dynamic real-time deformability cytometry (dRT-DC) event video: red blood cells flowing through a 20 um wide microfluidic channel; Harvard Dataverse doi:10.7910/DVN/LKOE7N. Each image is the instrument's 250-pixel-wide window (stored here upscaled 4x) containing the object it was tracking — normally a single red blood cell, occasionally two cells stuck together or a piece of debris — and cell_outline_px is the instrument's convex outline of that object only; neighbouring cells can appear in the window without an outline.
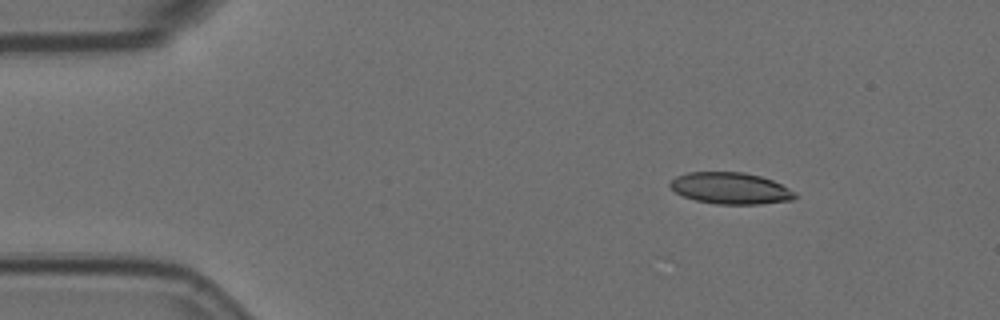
{"species": "Egyptian fruit bat (a non-hibernating species)", "species_latin": "Rousettus aegyptiacus", "temperature_condition": "room temperature", "stored_images_in_passage": 3, "camera_frame_rate_fps": 3000, "um_per_image_px": 0.085, "animal": {"sex": "female"}, "frame": {"image": 1, "passage_image": 1, "time_ms": 0.0, "image_size_px": [1000, 320], "cell_outline_px": [[800, 196], [792, 200], [760, 204], [716, 204], [696, 200], [684, 196], [676, 192], [668, 184], [676, 176], [688, 172], [744, 172], [760, 176], [772, 180], [796, 192]], "centroid_in_image_um": [62.12, 16.0], "position_along_channel_um": 22.9, "area_um2": 22.95}}